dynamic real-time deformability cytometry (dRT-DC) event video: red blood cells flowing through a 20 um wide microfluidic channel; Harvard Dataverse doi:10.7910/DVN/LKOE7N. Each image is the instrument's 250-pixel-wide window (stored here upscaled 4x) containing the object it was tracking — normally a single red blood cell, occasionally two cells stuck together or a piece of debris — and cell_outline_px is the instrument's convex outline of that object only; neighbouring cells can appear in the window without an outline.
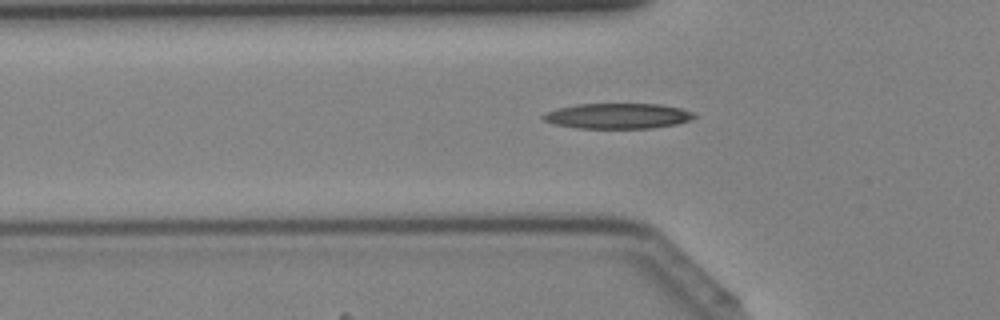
{"species": "Egyptian fruit bat (a non-hibernating species)", "species_latin": "Rousettus aegyptiacus", "temperature_condition": "cold", "stored_images_in_passage": 42, "camera_frame_rate_fps": 3000, "um_per_image_px": 0.085, "animal": {"sex": "female"}, "frame": {"image": 1, "passage_image": 14, "time_ms": 4.333, "image_size_px": [1000, 320], "cell_outline_px": [[696, 116], [692, 120], [676, 124], [652, 128], [576, 128], [552, 124], [544, 120], [540, 116], [556, 108], [576, 104], [660, 104], [680, 108], [696, 112]], "centroid_in_image_um": [52.52, 9.86], "position_along_channel_um": 73.3, "area_um2": 22.54}}
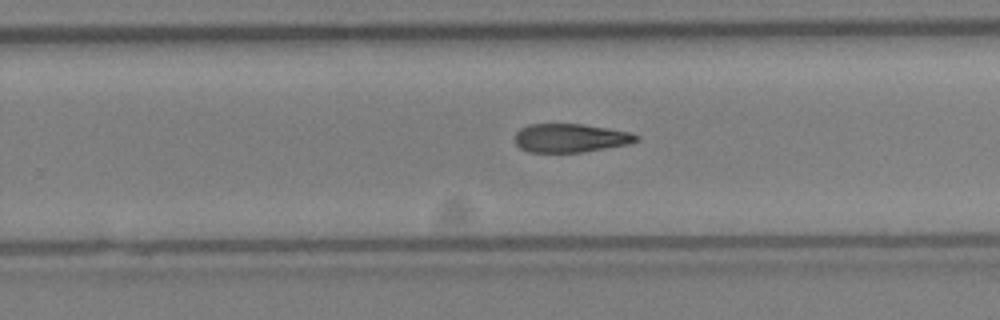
{"frame": {"image": 2, "passage_image": 27, "time_ms": 8.667, "image_size_px": [1000, 320], "cell_outline_px": [[640, 140], [628, 144], [580, 152], [528, 152], [520, 148], [516, 144], [516, 132], [520, 128], [528, 124], [584, 124], [632, 132], [640, 136]], "centroid_in_image_um": [48.51, 11.72], "position_along_channel_um": 281.3, "area_um2": 20.29}}
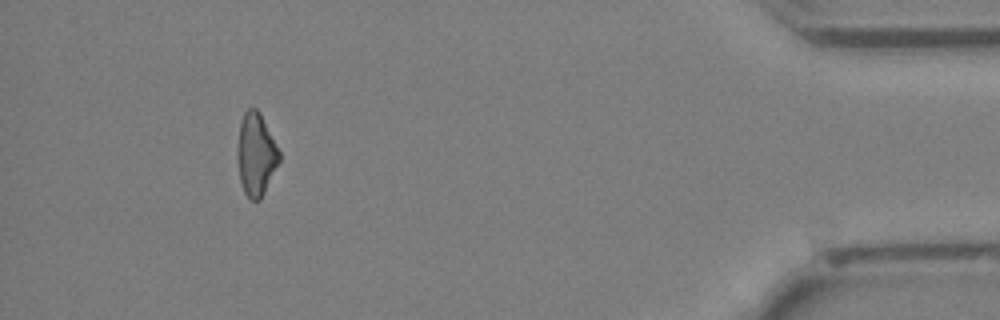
{"frame": {"image": 3, "passage_image": 39, "time_ms": 12.667, "image_size_px": [1000, 320], "cell_outline_px": [[280, 160], [260, 200], [252, 200], [244, 192], [240, 180], [236, 160], [240, 120], [244, 112], [248, 108], [256, 108], [260, 112], [280, 152]], "centroid_in_image_um": [21.74, 13.1], "position_along_channel_um": 413.5, "area_um2": 20.11}}